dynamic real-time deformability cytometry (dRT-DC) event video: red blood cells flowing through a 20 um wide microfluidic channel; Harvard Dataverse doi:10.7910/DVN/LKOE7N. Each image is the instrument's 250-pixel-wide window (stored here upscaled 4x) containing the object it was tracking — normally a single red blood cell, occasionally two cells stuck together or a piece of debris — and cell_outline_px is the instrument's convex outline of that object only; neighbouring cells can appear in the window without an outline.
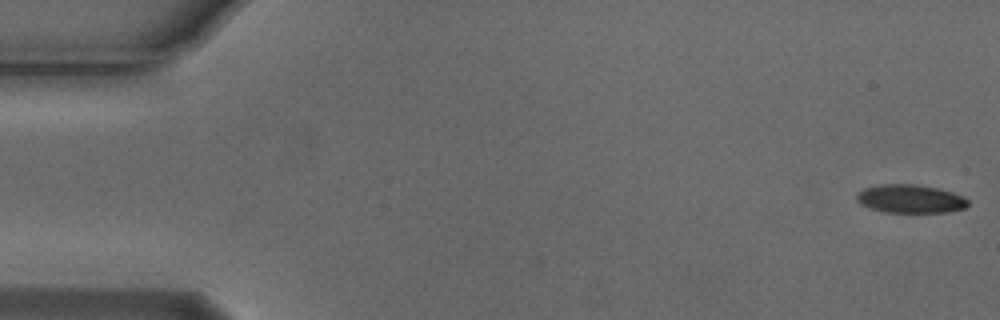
{"species": "Egyptian fruit bat (a non-hibernating species)", "species_latin": "Rousettus aegyptiacus", "temperature_condition": "cold", "stored_images_in_passage": 6, "camera_frame_rate_fps": 3000, "um_per_image_px": 0.085, "animal": {"sex": "male"}, "frame": {"image": 1, "passage_image": 1, "time_ms": 0.0, "image_size_px": [1000, 320], "cell_outline_px": [[968, 204], [964, 208], [948, 212], [884, 212], [868, 208], [860, 204], [856, 200], [856, 196], [864, 188], [880, 184], [916, 184], [940, 188], [964, 196], [968, 200]], "centroid_in_image_um": [77.37, 16.89], "position_along_channel_um": 7.6, "area_um2": 18.55}}
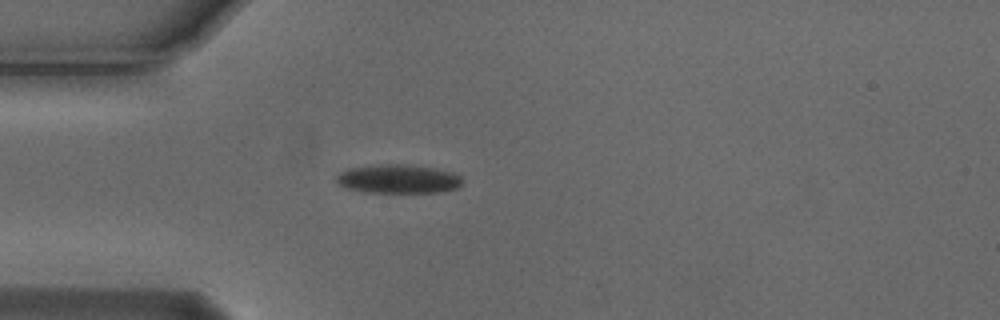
{"frame": {"image": 2, "passage_image": 5, "time_ms": 1.333, "image_size_px": [1000, 320], "cell_outline_px": [[464, 184], [456, 188], [444, 192], [364, 192], [348, 188], [340, 184], [336, 180], [336, 176], [340, 172], [348, 168], [388, 164], [404, 164], [432, 168], [452, 172], [460, 176]], "centroid_in_image_um": [33.88, 15.21], "position_along_channel_um": 51.1, "area_um2": 20.98}}